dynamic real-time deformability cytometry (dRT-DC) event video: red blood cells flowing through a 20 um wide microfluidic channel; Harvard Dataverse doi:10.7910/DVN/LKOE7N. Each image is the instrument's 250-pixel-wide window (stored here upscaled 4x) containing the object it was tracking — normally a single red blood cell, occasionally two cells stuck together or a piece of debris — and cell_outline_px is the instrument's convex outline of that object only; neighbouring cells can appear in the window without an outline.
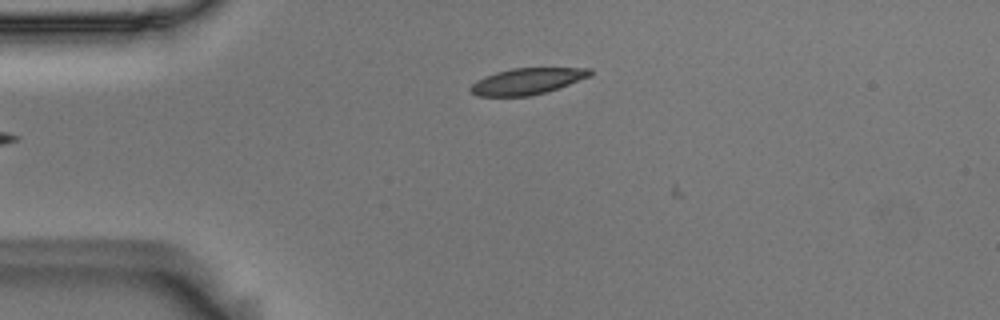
{"species": "Egyptian fruit bat (a non-hibernating species)", "species_latin": "Rousettus aegyptiacus", "temperature_condition": "room temperature", "stored_images_in_passage": 6, "camera_frame_rate_fps": 3000, "um_per_image_px": 0.085, "animal": {"sex": "male"}, "frame": {"image": 1, "passage_image": 3, "time_ms": 0.667, "image_size_px": [1000, 320], "cell_outline_px": [[592, 76], [544, 92], [528, 96], [480, 96], [472, 92], [468, 88], [476, 80], [484, 76], [496, 72], [512, 68], [592, 68]], "centroid_in_image_um": [44.79, 6.89], "position_along_channel_um": 40.2, "area_um2": 18.15}}